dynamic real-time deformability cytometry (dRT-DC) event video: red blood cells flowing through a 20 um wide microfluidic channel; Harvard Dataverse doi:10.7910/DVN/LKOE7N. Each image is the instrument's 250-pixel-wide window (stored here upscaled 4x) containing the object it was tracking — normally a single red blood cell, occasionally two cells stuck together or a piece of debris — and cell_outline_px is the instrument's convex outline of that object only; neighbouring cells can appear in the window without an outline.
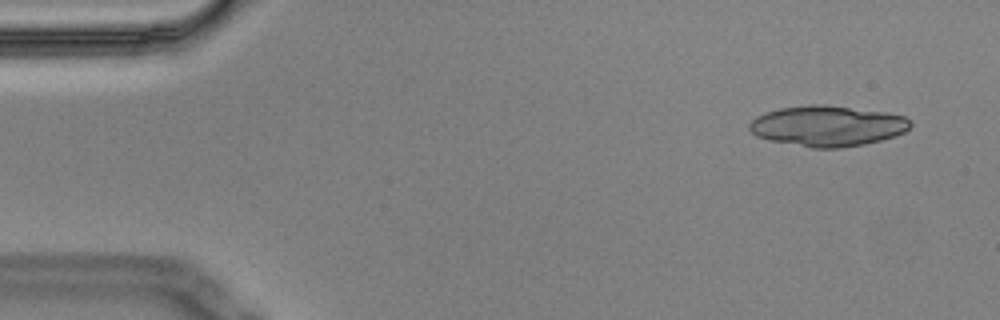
{"species": "Egyptian fruit bat (a non-hibernating species)", "species_latin": "Rousettus aegyptiacus", "temperature_condition": "cold", "stored_images_in_passage": 7, "segment_of_instrument_passage": [1, 2], "camera_frame_rate_fps": 3000, "um_per_image_px": 0.085, "animal": {"sex": "male"}, "frame": {"image": 1, "passage_image": 1, "time_ms": 0.0, "image_size_px": [1000, 320], "cell_outline_px": [[912, 124], [904, 132], [896, 136], [864, 144], [840, 148], [812, 148], [768, 140], [756, 136], [748, 128], [748, 124], [756, 116], [780, 108], [808, 104], [824, 104], [884, 112], [904, 116], [912, 120]], "centroid_in_image_um": [70.33, 10.71], "position_along_channel_um": 14.7, "area_um2": 38.21}}